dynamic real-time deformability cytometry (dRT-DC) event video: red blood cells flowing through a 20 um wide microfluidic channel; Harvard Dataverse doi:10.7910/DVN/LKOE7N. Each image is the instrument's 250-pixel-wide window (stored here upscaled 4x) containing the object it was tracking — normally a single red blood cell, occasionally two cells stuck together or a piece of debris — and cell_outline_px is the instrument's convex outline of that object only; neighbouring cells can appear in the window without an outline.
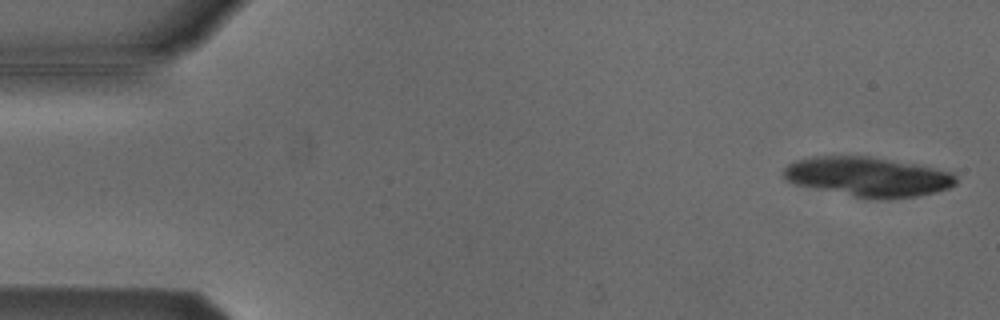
{"species": "Egyptian fruit bat (a non-hibernating species)", "species_latin": "Rousettus aegyptiacus", "temperature_condition": "cold", "stored_images_in_passage": 5, "camera_frame_rate_fps": 3000, "um_per_image_px": 0.085, "animal": {"sex": "male"}, "frame": {"image": 1, "passage_image": 1, "time_ms": 0.0, "image_size_px": [1000, 320], "cell_outline_px": [[960, 180], [956, 184], [948, 188], [936, 192], [916, 196], [888, 200], [876, 200], [796, 184], [784, 180], [780, 172], [788, 164], [796, 160], [812, 156], [868, 156], [916, 164], [952, 172]], "centroid_in_image_um": [73.78, 15.02], "position_along_channel_um": 11.2, "area_um2": 39.94}}